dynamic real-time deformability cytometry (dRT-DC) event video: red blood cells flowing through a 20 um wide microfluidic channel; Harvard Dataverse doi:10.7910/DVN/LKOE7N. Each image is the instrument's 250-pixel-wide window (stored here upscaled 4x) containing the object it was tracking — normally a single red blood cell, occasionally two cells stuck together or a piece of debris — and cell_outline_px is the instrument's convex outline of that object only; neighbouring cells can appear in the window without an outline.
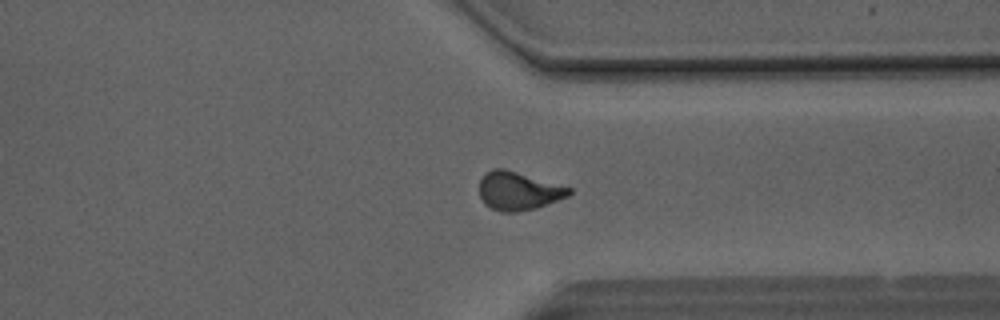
{"species": "Egyptian fruit bat (a non-hibernating species)", "species_latin": "Rousettus aegyptiacus", "temperature_condition": "room temperature", "stored_images_in_passage": 50, "camera_frame_rate_fps": 3000, "um_per_image_px": 0.085, "animal": {"sex": "male"}, "frame": {"image": 1, "passage_image": 38, "time_ms": 12.333, "image_size_px": [1000, 320], "cell_outline_px": [[572, 192], [568, 196], [536, 208], [516, 212], [500, 212], [484, 204], [480, 196], [480, 180], [484, 172], [492, 168], [504, 168], [572, 188]], "centroid_in_image_um": [44.04, 16.22], "position_along_channel_um": 367.4, "area_um2": 20.06}}
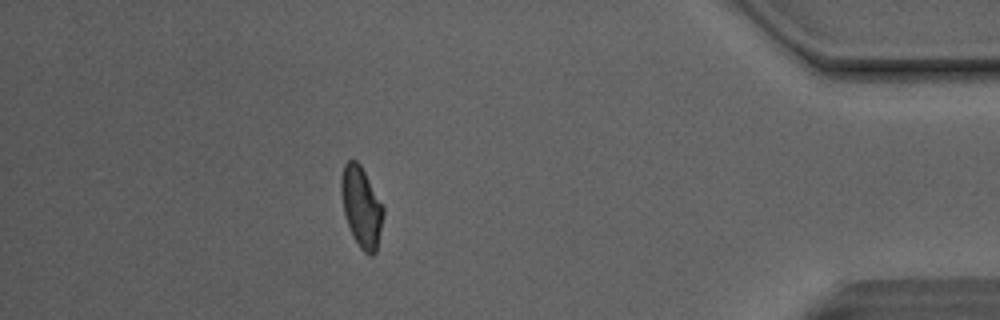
{"frame": {"image": 2, "passage_image": 44, "time_ms": 14.333, "image_size_px": [1000, 320], "cell_outline_px": [[384, 216], [376, 252], [372, 256], [368, 256], [360, 248], [352, 236], [344, 216], [340, 192], [340, 176], [344, 164], [348, 160], [356, 160], [360, 164], [384, 208]], "centroid_in_image_um": [30.69, 17.61], "position_along_channel_um": 404.5, "area_um2": 20.0}, "authors_computed_cell_mechanics": {"area_um2": 20.4034, "velocity_mm_per_s": 4.1365, "shape_relaxation_time_tau1_ms": 6.8596, "shape_relaxation_time_tau2_ms": 2.096, "deformation_change_tau1": 0.1657, "deformation_change_tau2": 0.0806}}